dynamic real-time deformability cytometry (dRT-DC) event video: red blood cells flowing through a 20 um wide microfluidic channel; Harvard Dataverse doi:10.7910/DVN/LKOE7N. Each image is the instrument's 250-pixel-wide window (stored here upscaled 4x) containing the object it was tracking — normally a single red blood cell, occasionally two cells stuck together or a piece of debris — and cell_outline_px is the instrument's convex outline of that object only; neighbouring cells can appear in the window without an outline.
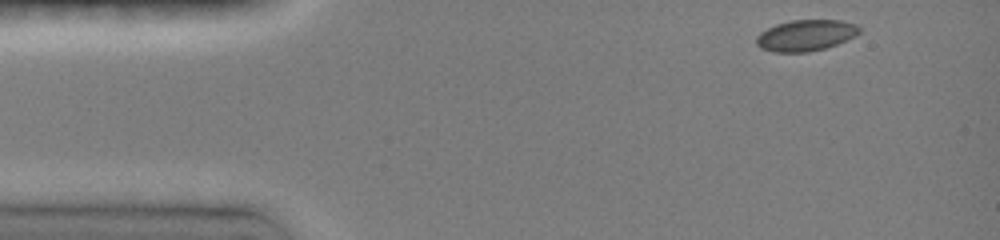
{"species": "common noctule bat (a hibernating species)", "species_latin": "Nyctalus noctula", "temperature_condition": "room temperature", "stored_images_in_passage": 9, "camera_frame_rate_fps": 3000, "um_per_image_px": 0.085, "animal": {"sex": "female", "body_mass_g": 19.0, "forearm_length_mm": 51.5}, "frame": {"image": 1, "passage_image": 1, "time_ms": 0.0, "image_size_px": [1000, 240], "cell_outline_px": [[860, 32], [856, 36], [836, 44], [824, 48], [808, 52], [772, 52], [760, 48], [756, 44], [756, 36], [760, 32], [776, 24], [792, 20], [840, 20], [856, 24], [860, 28]], "centroid_in_image_um": [68.47, 3.01], "position_along_channel_um": 16.5, "area_um2": 18.73}}
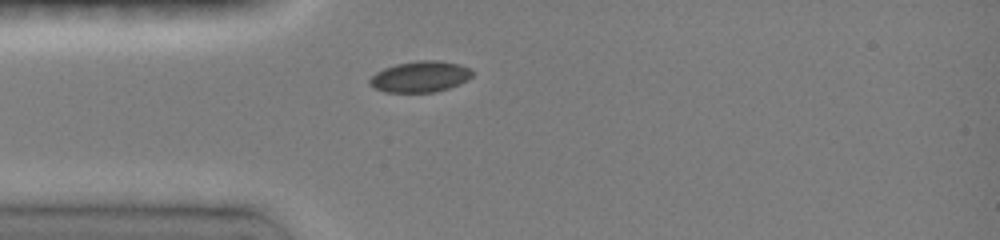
{"frame": {"image": 2, "passage_image": 7, "time_ms": 2.667, "image_size_px": [1000, 240], "cell_outline_px": [[472, 76], [468, 80], [448, 88], [436, 92], [384, 92], [368, 84], [368, 80], [376, 72], [384, 68], [396, 64], [420, 60], [440, 60], [460, 64], [472, 68]], "centroid_in_image_um": [35.73, 6.51], "position_along_channel_um": 49.3, "area_um2": 18.67}}